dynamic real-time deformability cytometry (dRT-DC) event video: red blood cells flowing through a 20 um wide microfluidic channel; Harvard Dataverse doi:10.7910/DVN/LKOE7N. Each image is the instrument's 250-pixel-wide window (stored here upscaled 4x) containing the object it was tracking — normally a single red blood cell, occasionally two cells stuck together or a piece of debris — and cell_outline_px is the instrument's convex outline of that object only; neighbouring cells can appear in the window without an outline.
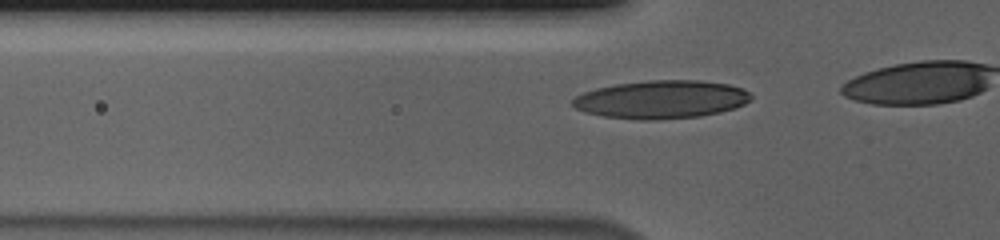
{"species": "human", "species_latin": "Homo sapiens", "temperature_condition": "cold", "stored_images_in_passage": 21, "camera_frame_rate_fps": 3000, "um_per_image_px": 0.085, "donor": {"sex": "male"}, "frame": {"image": 1, "passage_image": 15, "time_ms": 4.667, "image_size_px": [1000, 240], "cell_outline_px": [[752, 100], [736, 108], [720, 112], [700, 116], [660, 120], [636, 120], [604, 116], [584, 112], [576, 108], [572, 104], [572, 100], [576, 96], [584, 92], [596, 88], [616, 84], [648, 80], [700, 80], [728, 84], [744, 88], [752, 96]], "centroid_in_image_um": [56.24, 8.46], "position_along_channel_um": 69.6, "area_um2": 39.94}}
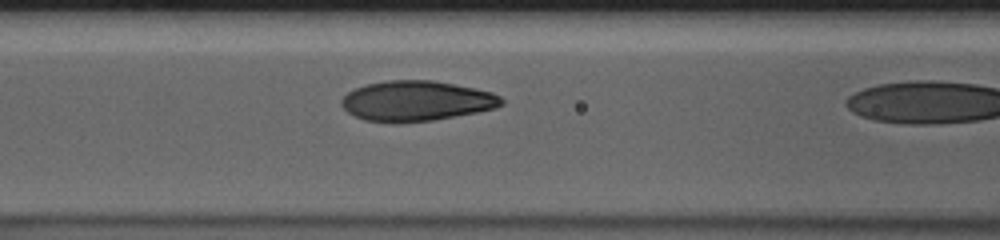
{"frame": {"image": 2, "passage_image": 20, "time_ms": 6.333, "image_size_px": [1000, 240], "cell_outline_px": [[504, 104], [496, 108], [476, 112], [432, 120], [400, 124], [396, 124], [364, 120], [348, 112], [340, 104], [340, 100], [348, 92], [364, 84], [388, 80], [432, 80], [492, 92], [500, 96], [504, 100]], "centroid_in_image_um": [35.36, 8.59], "position_along_channel_um": 131.2, "area_um2": 37.63}}